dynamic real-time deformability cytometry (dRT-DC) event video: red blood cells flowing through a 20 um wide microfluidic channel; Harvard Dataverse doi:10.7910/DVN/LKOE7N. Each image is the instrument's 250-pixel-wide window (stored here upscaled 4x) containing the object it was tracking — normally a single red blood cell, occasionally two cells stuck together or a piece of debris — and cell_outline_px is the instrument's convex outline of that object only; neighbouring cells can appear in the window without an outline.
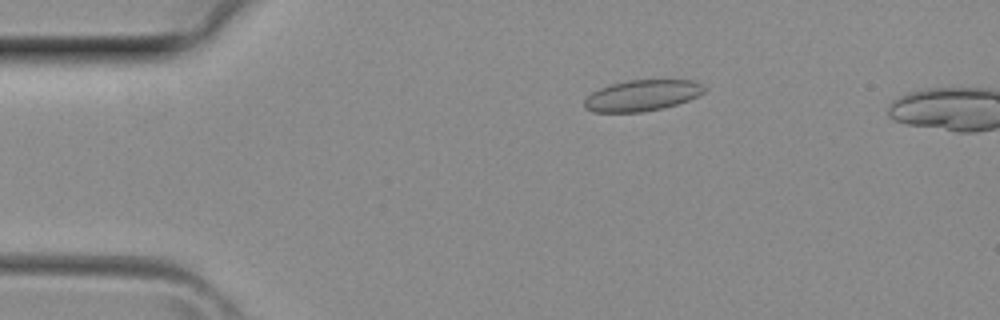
{"species": "common noctule bat (a hibernating species)", "species_latin": "Nyctalus noctula", "temperature_condition": "room temperature", "stored_images_in_passage": 36, "camera_frame_rate_fps": 3000, "um_per_image_px": 0.085, "animal": {"sex": "female", "body_mass_g": 29.2, "forearm_length_mm": 56.3}, "frame": {"image": 1, "passage_image": 8, "time_ms": 2.333, "image_size_px": [1000, 320], "cell_outline_px": [[708, 88], [704, 92], [688, 100], [664, 108], [640, 112], [592, 112], [584, 108], [584, 100], [592, 92], [600, 88], [612, 84], [628, 80], [692, 80]], "centroid_in_image_um": [54.56, 8.12], "position_along_channel_um": 30.4, "area_um2": 21.62}}
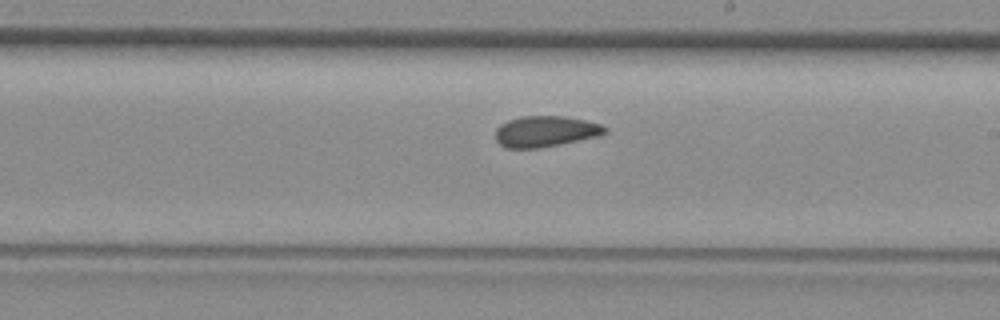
{"frame": {"image": 2, "passage_image": 23, "time_ms": 7.333, "image_size_px": [1000, 320], "cell_outline_px": [[608, 132], [596, 136], [560, 144], [536, 148], [508, 148], [500, 144], [496, 140], [496, 128], [500, 124], [508, 120], [520, 116], [564, 116], [584, 120], [600, 124], [608, 128]], "centroid_in_image_um": [46.34, 11.16], "position_along_channel_um": 242.7, "area_um2": 19.59}}
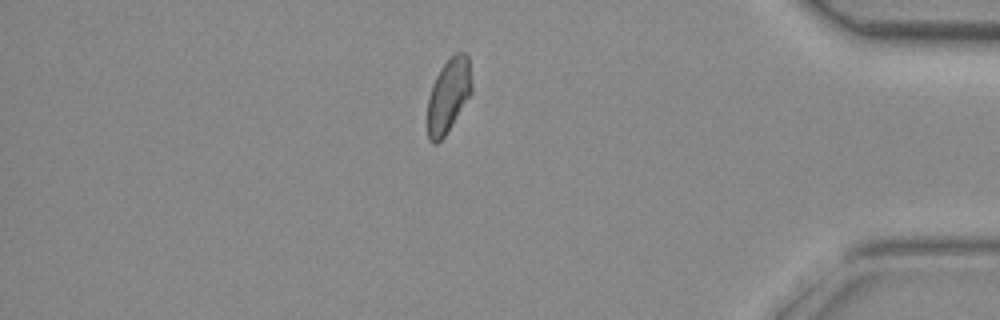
{"frame": {"image": 3, "passage_image": 34, "time_ms": 11.0, "image_size_px": [1000, 320], "cell_outline_px": [[472, 92], [444, 136], [436, 144], [432, 144], [428, 140], [428, 96], [432, 84], [440, 68], [456, 52], [464, 52], [468, 56], [472, 84]], "centroid_in_image_um": [38.11, 8.11], "position_along_channel_um": 397.1, "area_um2": 18.9}}